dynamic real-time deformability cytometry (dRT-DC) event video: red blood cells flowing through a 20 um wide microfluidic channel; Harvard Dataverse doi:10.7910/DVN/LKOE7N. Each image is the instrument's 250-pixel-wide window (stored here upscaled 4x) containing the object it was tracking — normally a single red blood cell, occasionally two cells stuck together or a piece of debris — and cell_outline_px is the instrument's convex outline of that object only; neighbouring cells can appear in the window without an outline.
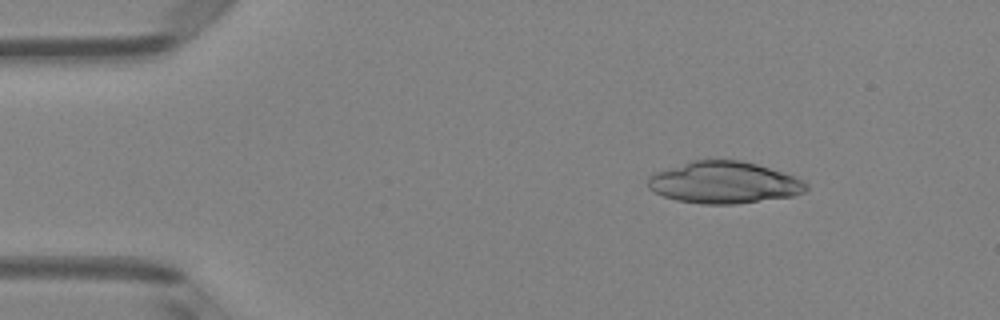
{"species": "Egyptian fruit bat (a non-hibernating species)", "species_latin": "Rousettus aegyptiacus", "temperature_condition": "room temperature", "stored_images_in_passage": 50, "camera_frame_rate_fps": 3000, "um_per_image_px": 0.085, "animal": {"sex": "female"}, "frame": {"image": 1, "passage_image": 7, "time_ms": 2.0, "image_size_px": [1000, 320], "cell_outline_px": [[808, 188], [804, 192], [792, 196], [732, 204], [700, 204], [676, 200], [664, 196], [648, 188], [648, 176], [656, 172], [692, 160], [740, 160], [756, 164], [784, 172], [796, 176], [804, 180], [808, 184]], "centroid_in_image_um": [61.56, 15.51], "position_along_channel_um": 23.4, "area_um2": 38.49}}